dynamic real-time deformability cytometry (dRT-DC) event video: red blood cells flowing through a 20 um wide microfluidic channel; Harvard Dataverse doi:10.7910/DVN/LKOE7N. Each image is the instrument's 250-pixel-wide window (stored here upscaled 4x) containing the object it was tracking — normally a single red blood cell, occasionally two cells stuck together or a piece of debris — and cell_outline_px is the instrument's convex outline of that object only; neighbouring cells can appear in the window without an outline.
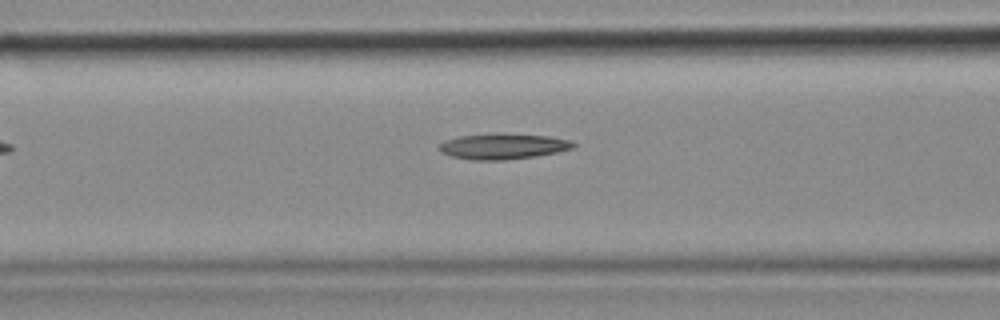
{"species": "common noctule bat (a hibernating species)", "species_latin": "Nyctalus noctula", "temperature_condition": "cold", "stored_images_in_passage": 5, "camera_frame_rate_fps": 3000, "um_per_image_px": 0.085, "animal": {"sex": "female", "body_mass_g": 18.4}, "frame": {"image": 1, "passage_image": 5, "time_ms": 1.333, "image_size_px": [1000, 320], "cell_outline_px": [[576, 144], [572, 148], [556, 152], [536, 156], [504, 160], [476, 160], [452, 156], [444, 152], [440, 148], [440, 144], [444, 140], [460, 136], [552, 136], [572, 140]], "centroid_in_image_um": [42.82, 12.48], "position_along_channel_um": 123.8, "area_um2": 18.84}}